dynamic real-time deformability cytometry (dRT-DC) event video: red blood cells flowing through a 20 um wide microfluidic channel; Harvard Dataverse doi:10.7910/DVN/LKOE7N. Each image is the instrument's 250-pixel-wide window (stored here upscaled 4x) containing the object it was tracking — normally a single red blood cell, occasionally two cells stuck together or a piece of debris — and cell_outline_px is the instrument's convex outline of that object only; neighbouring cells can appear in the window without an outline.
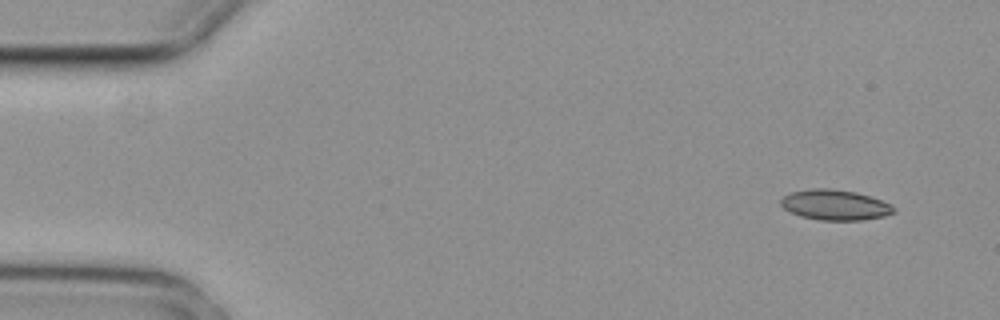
{"species": "common noctule bat (a hibernating species)", "species_latin": "Nyctalus noctula", "temperature_condition": "cold", "stored_images_in_passage": 6, "camera_frame_rate_fps": 3000, "um_per_image_px": 0.085, "animal": {"sex": "female", "body_mass_g": 29.2, "forearm_length_mm": 56.3}, "frame": {"image": 1, "passage_image": 1, "time_ms": 0.0, "image_size_px": [1000, 320], "cell_outline_px": [[896, 212], [884, 216], [860, 220], [820, 220], [800, 216], [784, 208], [780, 204], [780, 200], [784, 196], [792, 192], [812, 188], [828, 188], [856, 192], [892, 204], [896, 208]], "centroid_in_image_um": [70.99, 17.42], "position_along_channel_um": 14.0, "area_um2": 19.88}}
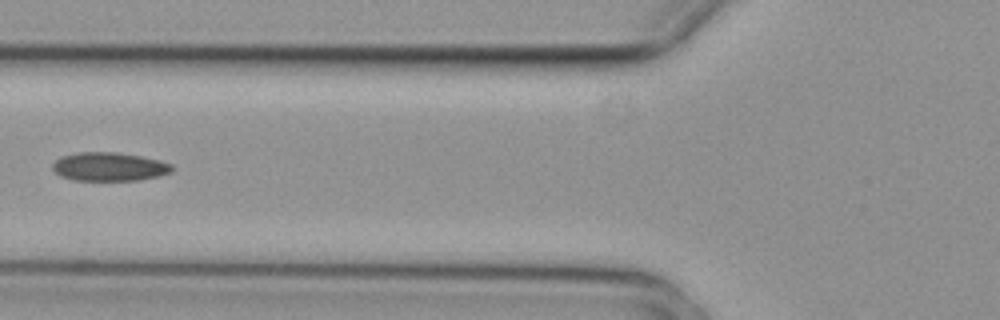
{"frame": {"image": 2, "passage_image": 6, "time_ms": 1.667, "image_size_px": [1000, 320], "cell_outline_px": [[176, 168], [172, 172], [160, 176], [140, 180], [72, 180], [60, 176], [52, 168], [52, 164], [60, 156], [80, 152], [116, 152], [140, 156], [160, 160], [172, 164]], "centroid_in_image_um": [9.32, 14.17], "position_along_channel_um": 116.5, "area_um2": 20.11}}